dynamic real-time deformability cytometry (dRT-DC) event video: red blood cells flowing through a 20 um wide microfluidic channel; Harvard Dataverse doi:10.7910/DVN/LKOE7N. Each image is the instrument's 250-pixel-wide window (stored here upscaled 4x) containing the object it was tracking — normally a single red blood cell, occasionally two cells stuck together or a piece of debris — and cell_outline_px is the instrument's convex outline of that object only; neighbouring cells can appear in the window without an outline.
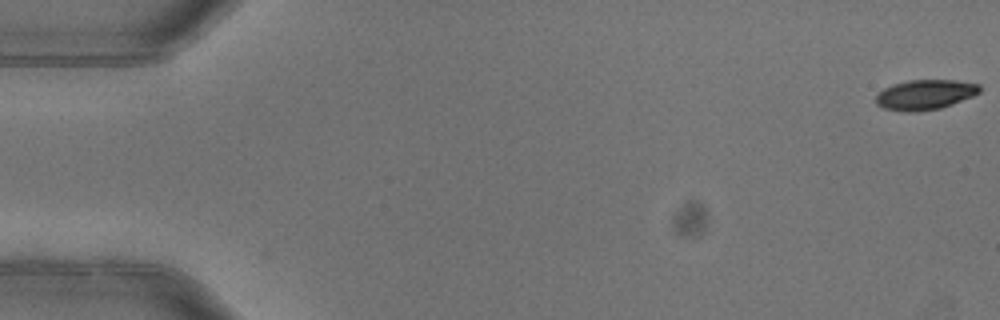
{"species": "common noctule bat (a hibernating species)", "species_latin": "Nyctalus noctula", "temperature_condition": "warm", "stored_images_in_passage": 6, "camera_frame_rate_fps": 3000, "um_per_image_px": 0.085, "animal": {"sex": "female"}, "frame": {"image": 1, "passage_image": 1, "time_ms": 0.0, "image_size_px": [1000, 320], "cell_outline_px": [[980, 92], [972, 96], [952, 104], [940, 108], [916, 112], [904, 112], [884, 108], [876, 104], [876, 96], [884, 88], [892, 84], [908, 80], [956, 80], [980, 84]], "centroid_in_image_um": [78.62, 8.04], "position_along_channel_um": 6.4, "area_um2": 18.15}}
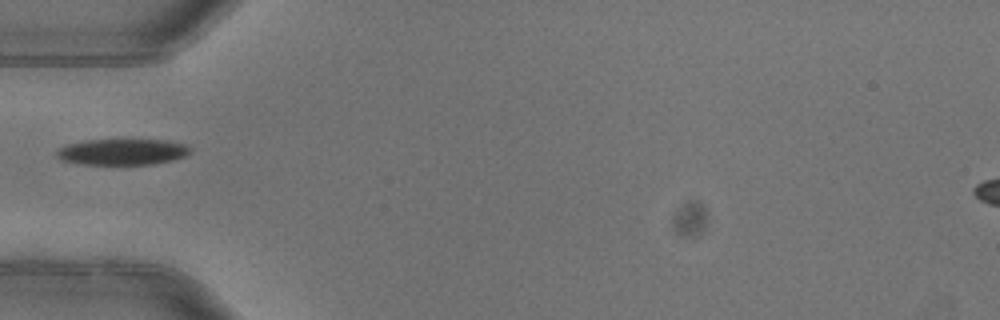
{"frame": {"image": 2, "passage_image": 5, "time_ms": 1.333, "image_size_px": [1000, 320], "cell_outline_px": [[192, 148], [184, 156], [172, 160], [152, 164], [84, 164], [60, 160], [56, 156], [56, 152], [60, 148], [68, 144], [84, 140], [168, 140], [184, 144]], "centroid_in_image_um": [10.38, 12.9], "position_along_channel_um": 74.6, "area_um2": 20.11}}
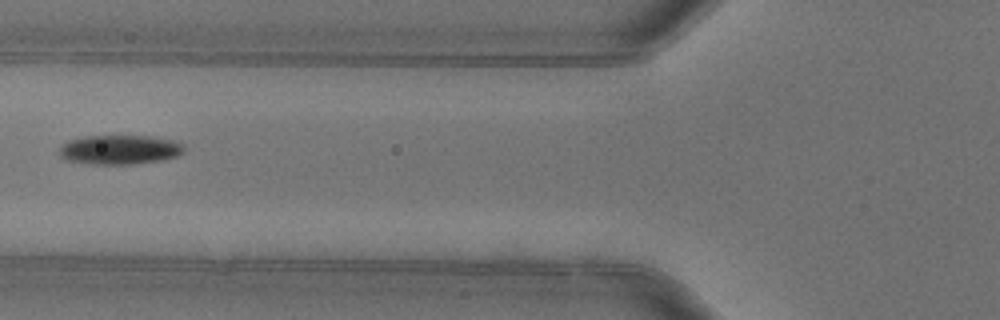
{"frame": {"image": 3, "passage_image": 6, "time_ms": 1.667, "image_size_px": [1000, 320], "cell_outline_px": [[184, 152], [176, 156], [160, 160], [132, 164], [92, 164], [68, 160], [60, 156], [60, 148], [68, 140], [84, 136], [152, 136], [176, 140], [184, 144]], "centroid_in_image_um": [10.21, 12.71], "position_along_channel_um": 115.6, "area_um2": 21.33}}